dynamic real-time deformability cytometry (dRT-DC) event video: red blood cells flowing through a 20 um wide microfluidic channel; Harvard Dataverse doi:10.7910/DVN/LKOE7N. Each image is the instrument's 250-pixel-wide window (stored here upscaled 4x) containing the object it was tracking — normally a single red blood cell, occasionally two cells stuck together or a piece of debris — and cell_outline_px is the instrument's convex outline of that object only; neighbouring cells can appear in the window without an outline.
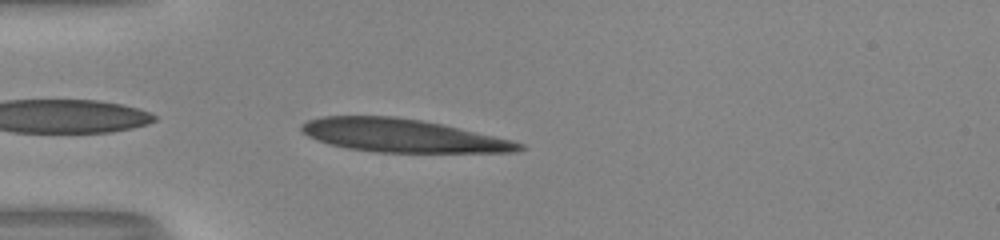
{"species": "human", "species_latin": "Homo sapiens", "temperature_condition": "room temperature", "stored_images_in_passage": 37, "camera_frame_rate_fps": 3000, "um_per_image_px": 0.085, "donor": {"sex": "male"}, "frame": {"image": 1, "passage_image": 1, "time_ms": 0.0, "image_size_px": [1000, 240], "cell_outline_px": [[524, 148], [520, 152], [376, 152], [348, 148], [316, 140], [308, 136], [300, 128], [300, 124], [308, 120], [324, 116], [396, 116], [420, 120], [440, 124], [512, 140], [524, 144]], "centroid_in_image_um": [34.2, 11.52], "position_along_channel_um": 50.8, "area_um2": 41.62}}
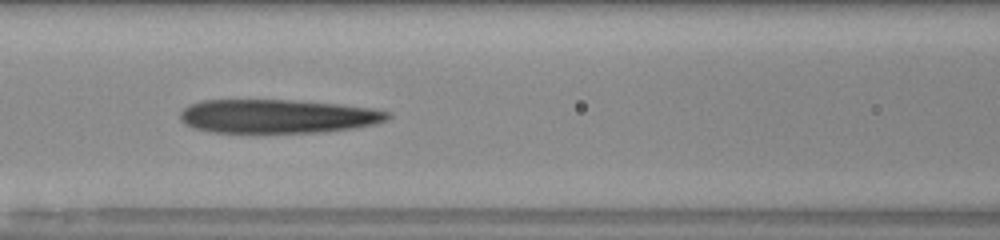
{"frame": {"image": 2, "passage_image": 9, "time_ms": 2.667, "image_size_px": [1000, 240], "cell_outline_px": [[392, 116], [388, 120], [376, 124], [356, 128], [324, 132], [212, 132], [192, 128], [184, 124], [180, 120], [180, 112], [188, 104], [204, 100], [292, 100], [340, 104], [372, 108], [392, 112]], "centroid_in_image_um": [23.63, 9.88], "position_along_channel_um": 143.0, "area_um2": 41.27}}
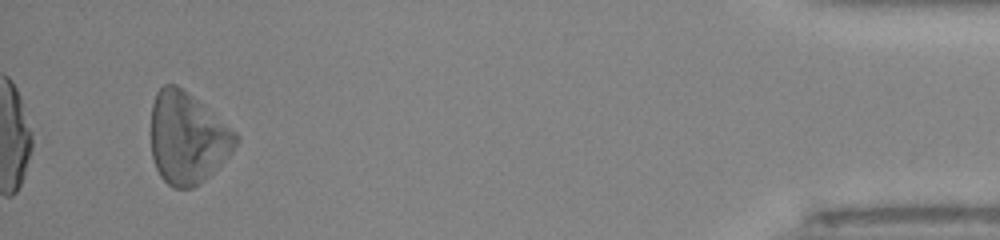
{"frame": {"image": 3, "passage_image": 35, "time_ms": 11.333, "image_size_px": [1000, 240], "cell_outline_px": [[240, 140], [232, 152], [200, 184], [192, 188], [172, 188], [160, 176], [156, 168], [152, 156], [152, 104], [156, 92], [164, 84], [176, 84], [188, 92], [236, 132], [240, 136]], "centroid_in_image_um": [15.93, 11.73], "position_along_channel_um": 419.3, "area_um2": 45.08}}